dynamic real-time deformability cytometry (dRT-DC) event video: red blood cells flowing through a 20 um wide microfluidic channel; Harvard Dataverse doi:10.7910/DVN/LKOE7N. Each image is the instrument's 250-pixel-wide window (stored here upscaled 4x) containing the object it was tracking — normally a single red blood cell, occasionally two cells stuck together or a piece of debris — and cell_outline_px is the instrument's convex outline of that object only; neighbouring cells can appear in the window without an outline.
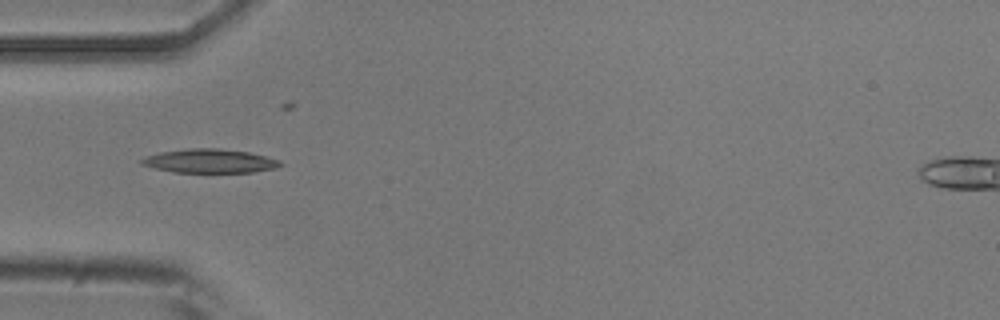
{"species": "common noctule bat (a hibernating species)", "species_latin": "Nyctalus noctula", "temperature_condition": "room temperature", "stored_images_in_passage": 8, "camera_frame_rate_fps": 3000, "um_per_image_px": 0.085, "animal": {"sex": "male", "body_mass_g": 20.5, "forearm_length_mm": 52.5}, "frame": {"image": 1, "passage_image": 4, "time_ms": 1.0, "image_size_px": [1000, 320], "cell_outline_px": [[284, 164], [276, 168], [252, 172], [176, 172], [156, 168], [140, 164], [140, 160], [148, 156], [160, 152], [188, 148], [220, 148], [248, 152], [280, 160]], "centroid_in_image_um": [17.86, 13.68], "position_along_channel_um": 67.1, "area_um2": 19.13}}
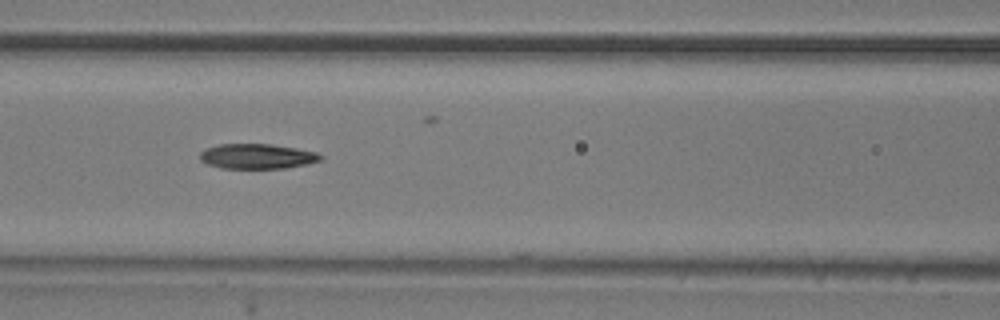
{"frame": {"image": 2, "passage_image": 6, "time_ms": 1.667, "image_size_px": [1000, 320], "cell_outline_px": [[324, 156], [320, 160], [308, 164], [284, 168], [220, 168], [208, 164], [200, 160], [200, 152], [204, 148], [220, 144], [272, 144], [296, 148], [316, 152]], "centroid_in_image_um": [21.84, 13.28], "position_along_channel_um": 144.8, "area_um2": 17.63}}
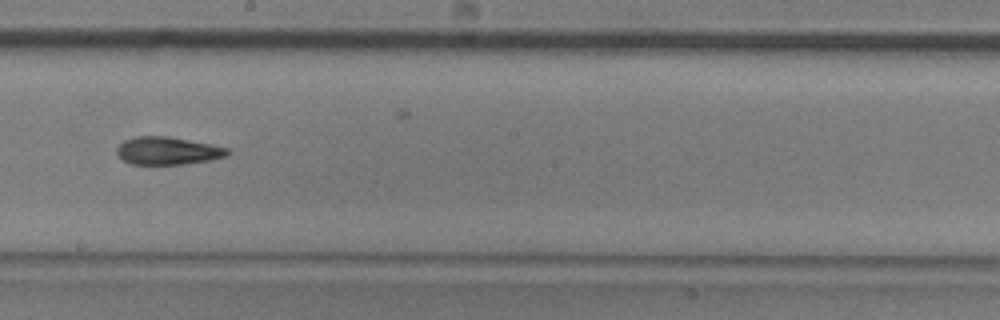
{"frame": {"image": 3, "passage_image": 8, "time_ms": 2.333, "image_size_px": [1000, 320], "cell_outline_px": [[232, 152], [228, 156], [208, 160], [184, 164], [132, 164], [124, 160], [116, 152], [116, 148], [124, 140], [136, 136], [168, 136], [228, 148]], "centroid_in_image_um": [14.26, 12.81], "position_along_channel_um": 233.9, "area_um2": 17.74}}